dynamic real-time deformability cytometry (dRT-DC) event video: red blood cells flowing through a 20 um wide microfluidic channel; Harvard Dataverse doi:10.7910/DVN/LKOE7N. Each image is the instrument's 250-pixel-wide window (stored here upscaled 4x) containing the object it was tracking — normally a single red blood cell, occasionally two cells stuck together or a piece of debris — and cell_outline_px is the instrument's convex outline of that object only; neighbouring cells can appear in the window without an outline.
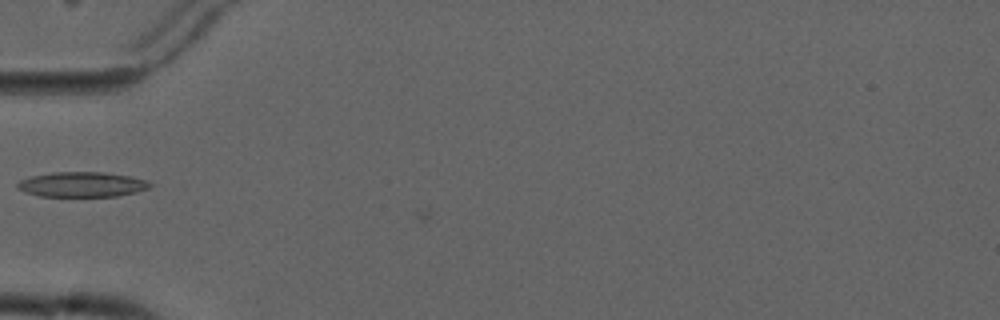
{"species": "common noctule bat (a hibernating species)", "species_latin": "Nyctalus noctula", "temperature_condition": "cold", "stored_images_in_passage": 6, "camera_frame_rate_fps": 3000, "um_per_image_px": 0.085, "animal": {"sex": "male", "forearm_length_mm": 52.5}, "frame": {"image": 1, "passage_image": 5, "time_ms": 5.667, "image_size_px": [1000, 320], "cell_outline_px": [[152, 184], [148, 188], [136, 192], [116, 196], [40, 196], [24, 192], [16, 188], [16, 184], [20, 180], [32, 176], [52, 172], [104, 172], [132, 176], [148, 180]], "centroid_in_image_um": [6.97, 15.67], "position_along_channel_um": 78.0, "area_um2": 19.42}}